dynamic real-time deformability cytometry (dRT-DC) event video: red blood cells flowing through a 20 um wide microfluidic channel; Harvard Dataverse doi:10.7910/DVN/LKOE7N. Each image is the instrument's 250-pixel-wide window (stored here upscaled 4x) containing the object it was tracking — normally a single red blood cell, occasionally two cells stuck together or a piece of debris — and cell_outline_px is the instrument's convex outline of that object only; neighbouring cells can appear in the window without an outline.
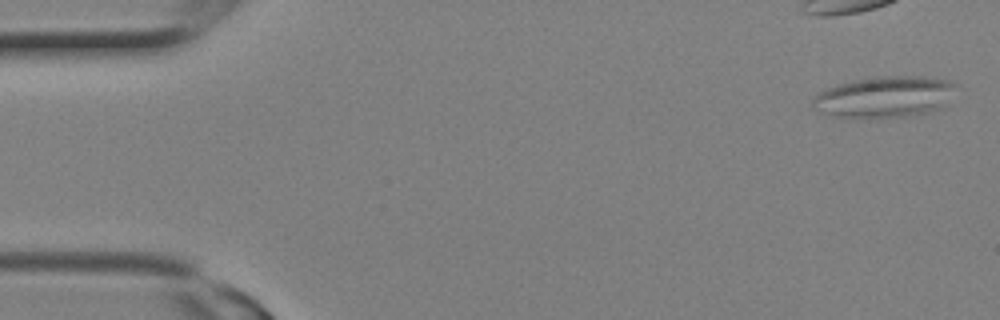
{"species": "Egyptian fruit bat (a non-hibernating species)", "species_latin": "Rousettus aegyptiacus", "temperature_condition": "room temperature", "stored_images_in_passage": 7, "camera_frame_rate_fps": 3000, "um_per_image_px": 0.085, "animal": {"sex": "female"}, "frame": {"image": 1, "passage_image": 1, "time_ms": 0.0, "image_size_px": [1000, 320], "cell_outline_px": [[956, 84], [944, 104], [940, 108], [928, 112], [908, 116], [860, 120], [832, 116], [816, 108], [812, 104], [812, 100], [820, 92], [828, 88], [840, 84], [856, 80], [876, 76], [924, 76], [948, 80]], "centroid_in_image_um": [75.16, 8.26], "position_along_channel_um": 9.8, "area_um2": 34.45}}